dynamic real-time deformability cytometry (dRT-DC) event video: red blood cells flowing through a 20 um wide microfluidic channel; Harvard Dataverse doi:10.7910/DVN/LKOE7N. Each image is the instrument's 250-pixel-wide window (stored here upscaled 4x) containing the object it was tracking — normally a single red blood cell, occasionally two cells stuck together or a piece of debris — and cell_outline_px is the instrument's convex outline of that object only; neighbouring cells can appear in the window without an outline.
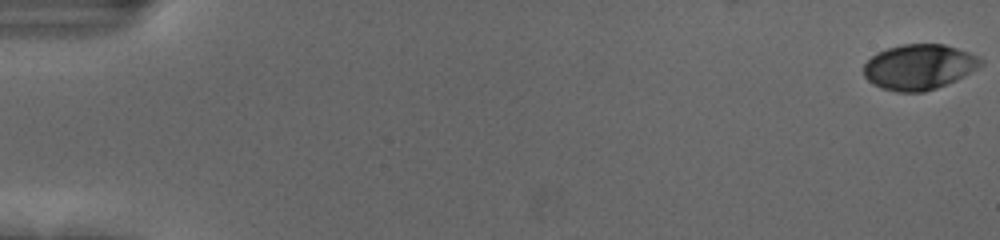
{"species": "human", "species_latin": "Homo sapiens", "temperature_condition": "cold", "stored_images_in_passage": 57, "camera_frame_rate_fps": 3000, "um_per_image_px": 0.085, "donor": {"sex": "female"}, "frame": {"image": 1, "passage_image": 1, "time_ms": 0.0, "image_size_px": [1000, 240], "cell_outline_px": [[984, 64], [964, 76], [956, 80], [936, 88], [924, 92], [896, 92], [880, 88], [872, 84], [864, 76], [864, 64], [876, 52], [888, 48], [904, 44], [944, 44], [980, 56], [984, 60]], "centroid_in_image_um": [78.13, 5.69], "position_along_channel_um": 6.9, "area_um2": 31.1}}
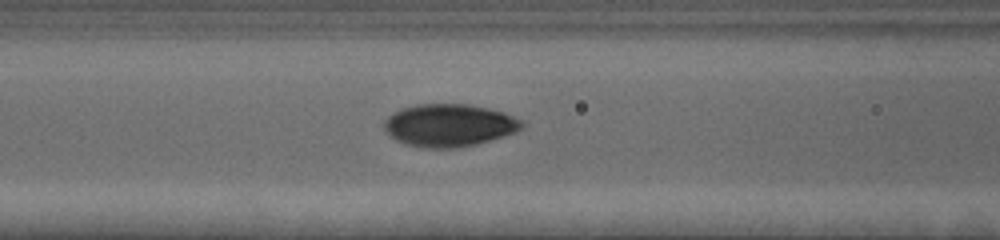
{"frame": {"image": 2, "passage_image": 25, "time_ms": 8.0, "image_size_px": [1000, 240], "cell_outline_px": [[524, 128], [516, 132], [504, 136], [476, 144], [460, 148], [428, 148], [404, 144], [396, 140], [384, 128], [384, 120], [388, 116], [400, 108], [416, 104], [468, 104], [488, 108], [504, 112], [524, 120]], "centroid_in_image_um": [38.21, 10.64], "position_along_channel_um": 128.4, "area_um2": 34.45}}
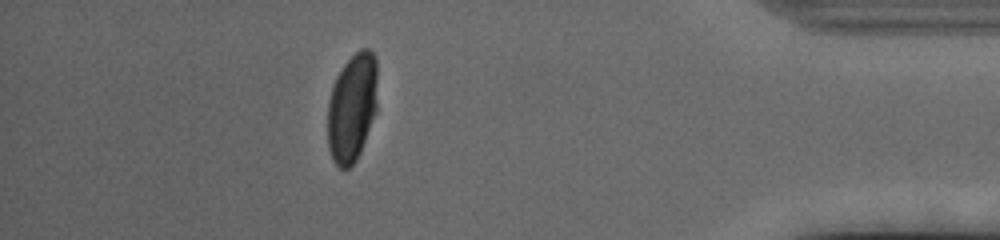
{"frame": {"image": 3, "passage_image": 51, "time_ms": 16.667, "image_size_px": [1000, 240], "cell_outline_px": [[376, 112], [360, 152], [356, 160], [348, 168], [340, 168], [332, 160], [328, 148], [328, 100], [336, 76], [344, 64], [360, 48], [368, 48], [376, 56]], "centroid_in_image_um": [29.92, 9.14], "position_along_channel_um": 405.3, "area_um2": 31.5}, "authors_computed_cell_mechanics": {"area_um2": 33.235, "velocity_mm_per_s": 3.6612, "shape_relaxation_time_tau1_ms": 4.0091, "shape_relaxation_time_tau2_ms": null, "deformation_change_tau1": 0.1766, "deformation_change_tau2": null}}